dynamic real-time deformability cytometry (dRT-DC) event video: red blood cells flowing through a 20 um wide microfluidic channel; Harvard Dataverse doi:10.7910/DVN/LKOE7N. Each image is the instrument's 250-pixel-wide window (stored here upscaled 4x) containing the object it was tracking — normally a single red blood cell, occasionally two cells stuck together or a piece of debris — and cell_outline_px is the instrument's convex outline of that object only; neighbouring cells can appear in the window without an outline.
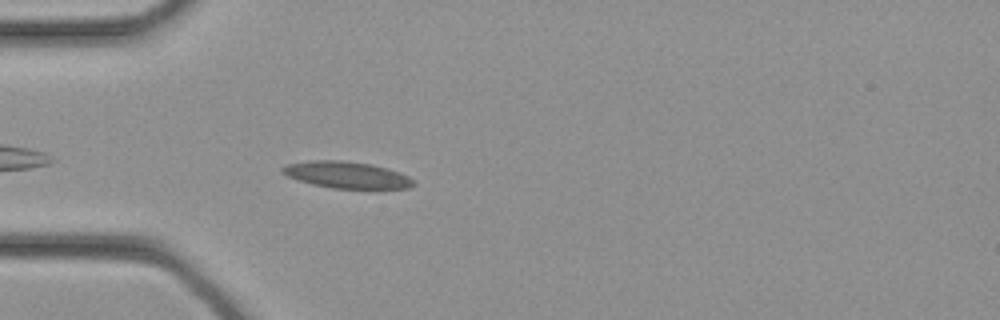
{"species": "common noctule bat (a hibernating species)", "species_latin": "Nyctalus noctula", "temperature_condition": "cold", "stored_images_in_passage": 26, "camera_frame_rate_fps": 3000, "um_per_image_px": 0.085, "animal": {"sex": "female", "body_mass_g": 21.9}, "frame": {"image": 1, "passage_image": 2, "time_ms": 0.333, "image_size_px": [1000, 320], "cell_outline_px": [[416, 184], [408, 188], [332, 188], [312, 184], [288, 176], [280, 172], [280, 168], [284, 164], [312, 160], [340, 160], [372, 164], [400, 172], [408, 176]], "centroid_in_image_um": [29.43, 14.85], "position_along_channel_um": 55.6, "area_um2": 20.29}}
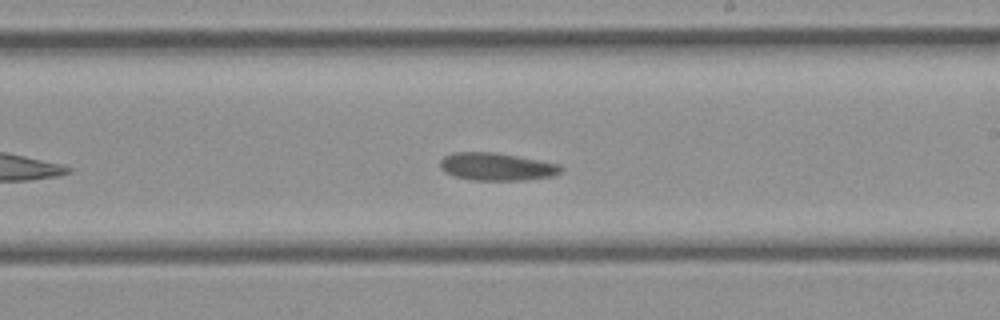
{"frame": {"image": 2, "passage_image": 12, "time_ms": 3.667, "image_size_px": [1000, 320], "cell_outline_px": [[564, 168], [556, 176], [524, 180], [472, 180], [456, 176], [444, 172], [440, 168], [440, 160], [444, 156], [452, 152], [496, 152], [540, 160], [560, 164]], "centroid_in_image_um": [42.24, 14.16], "position_along_channel_um": 246.8, "area_um2": 19.71}}
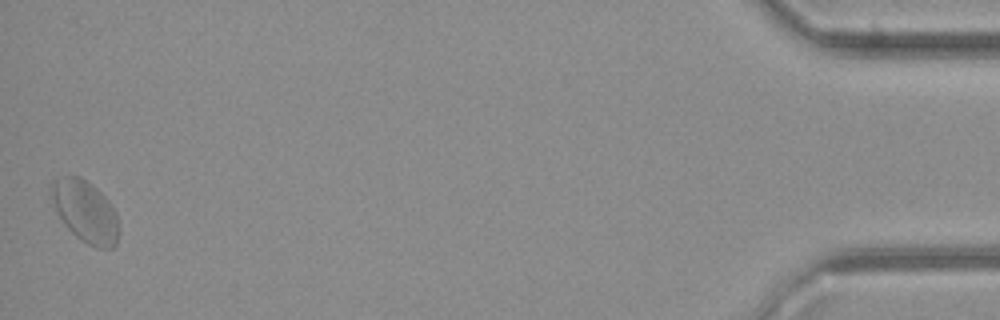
{"frame": {"image": 3, "passage_image": 26, "time_ms": 8.333, "image_size_px": [1000, 320], "cell_outline_px": [[120, 232], [116, 244], [112, 248], [96, 248], [88, 244], [76, 236], [64, 224], [48, 192], [52, 184], [56, 180], [64, 176], [80, 176], [92, 184], [108, 200], [116, 212]], "centroid_in_image_um": [7.28, 17.98], "position_along_channel_um": 427.9, "area_um2": 24.22}}